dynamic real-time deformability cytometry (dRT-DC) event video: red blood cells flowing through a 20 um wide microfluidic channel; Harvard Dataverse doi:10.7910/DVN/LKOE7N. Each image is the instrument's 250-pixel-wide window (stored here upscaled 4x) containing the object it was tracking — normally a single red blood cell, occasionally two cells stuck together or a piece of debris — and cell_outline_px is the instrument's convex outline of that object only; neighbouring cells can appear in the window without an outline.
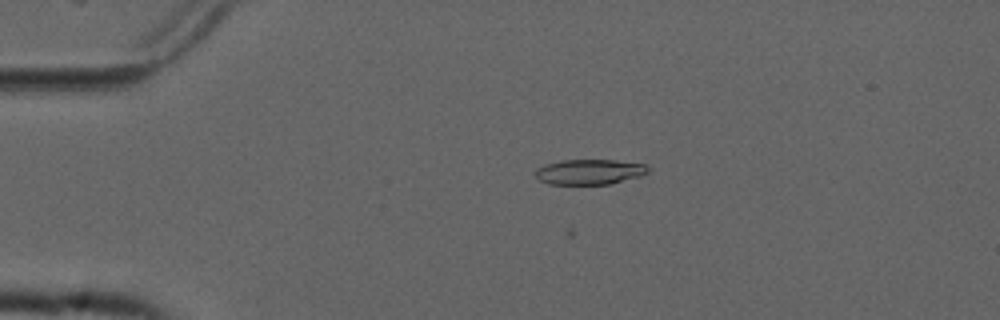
{"species": "common noctule bat (a hibernating species)", "species_latin": "Nyctalus noctula", "temperature_condition": "cold", "stored_images_in_passage": 37, "camera_frame_rate_fps": 3000, "um_per_image_px": 0.085, "animal": {"sex": "male", "forearm_length_mm": 52.5}, "frame": {"image": 1, "passage_image": 4, "time_ms": 1.0, "image_size_px": [1000, 320], "cell_outline_px": [[648, 172], [640, 176], [612, 184], [548, 184], [540, 180], [532, 172], [536, 168], [544, 164], [560, 160], [616, 160], [648, 164]], "centroid_in_image_um": [50.09, 14.6], "position_along_channel_um": 34.9, "area_um2": 16.82}}
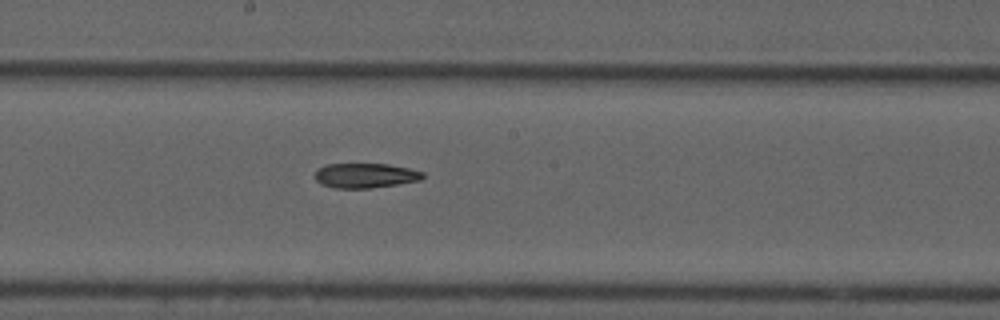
{"frame": {"image": 2, "passage_image": 22, "time_ms": 7.0, "image_size_px": [1000, 320], "cell_outline_px": [[424, 176], [420, 180], [396, 184], [368, 188], [336, 188], [320, 184], [316, 180], [316, 168], [328, 164], [388, 164], [408, 168], [424, 172]], "centroid_in_image_um": [31.03, 14.91], "position_along_channel_um": 217.2, "area_um2": 15.43}}
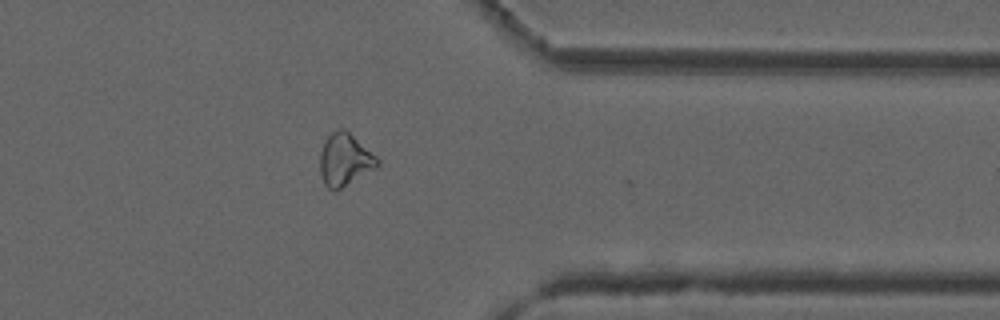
{"frame": {"image": 3, "passage_image": 36, "time_ms": 11.667, "image_size_px": [1000, 320], "cell_outline_px": [[380, 164], [376, 168], [336, 192], [328, 188], [324, 184], [320, 172], [320, 152], [328, 136], [332, 132], [340, 128], [344, 128], [376, 156], [380, 160]], "centroid_in_image_um": [29.31, 13.61], "position_along_channel_um": 382.1, "area_um2": 17.51}}